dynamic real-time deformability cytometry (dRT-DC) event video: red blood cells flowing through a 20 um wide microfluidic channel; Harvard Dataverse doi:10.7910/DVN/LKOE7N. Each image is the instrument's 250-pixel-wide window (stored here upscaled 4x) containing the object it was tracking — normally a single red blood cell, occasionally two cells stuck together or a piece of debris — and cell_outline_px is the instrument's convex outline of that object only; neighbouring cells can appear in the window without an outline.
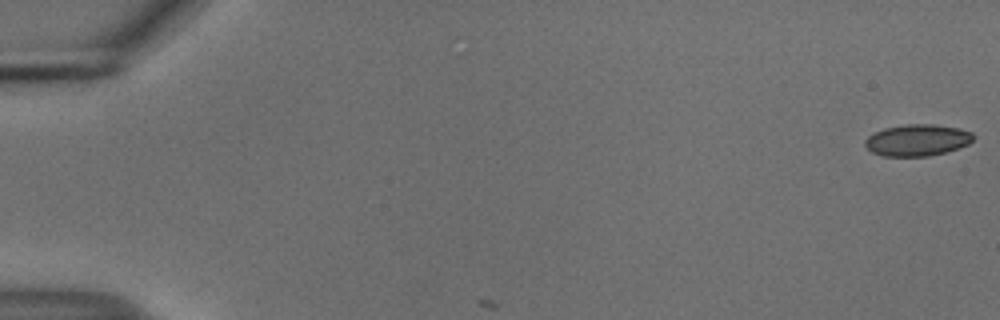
{"species": "common noctule bat (a hibernating species)", "species_latin": "Nyctalus noctula", "temperature_condition": "cold", "stored_images_in_passage": 5, "camera_frame_rate_fps": 3000, "um_per_image_px": 0.085, "animal": {"sex": "male", "body_mass_g": 18.8}, "frame": {"image": 1, "passage_image": 1, "time_ms": 0.0, "image_size_px": [1000, 320], "cell_outline_px": [[972, 140], [968, 144], [944, 152], [928, 156], [884, 156], [872, 152], [864, 144], [864, 140], [868, 136], [884, 128], [908, 124], [932, 124], [960, 128], [972, 132]], "centroid_in_image_um": [77.95, 11.9], "position_along_channel_um": 7.1, "area_um2": 19.71}}